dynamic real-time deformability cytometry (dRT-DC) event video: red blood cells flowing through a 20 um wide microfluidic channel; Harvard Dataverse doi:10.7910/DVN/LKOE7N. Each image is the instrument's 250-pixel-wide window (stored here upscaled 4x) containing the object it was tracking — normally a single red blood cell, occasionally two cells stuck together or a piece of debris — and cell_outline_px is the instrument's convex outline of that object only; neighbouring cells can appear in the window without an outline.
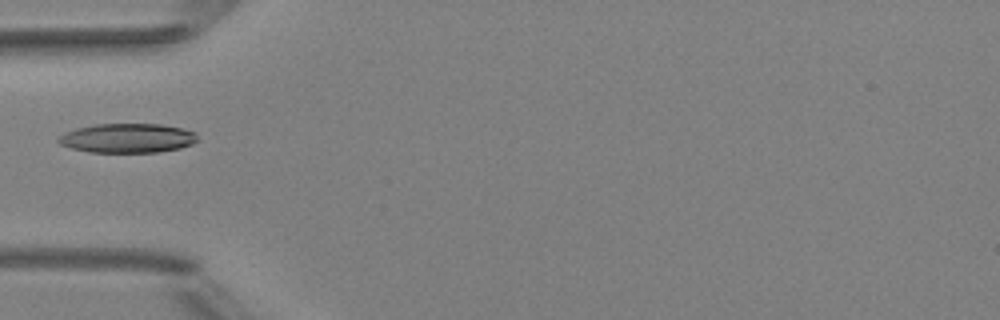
{"species": "Egyptian fruit bat (a non-hibernating species)", "species_latin": "Rousettus aegyptiacus", "temperature_condition": "room temperature", "stored_images_in_passage": 5, "camera_frame_rate_fps": 3000, "um_per_image_px": 0.085, "animal": {"sex": "female"}, "frame": {"image": 1, "passage_image": 4, "time_ms": 4.333, "image_size_px": [1000, 320], "cell_outline_px": [[200, 140], [192, 144], [180, 148], [156, 152], [88, 152], [72, 148], [60, 144], [56, 140], [64, 132], [76, 128], [96, 124], [160, 124], [180, 128], [196, 132]], "centroid_in_image_um": [10.85, 11.74], "position_along_channel_um": 74.2, "area_um2": 23.81}}
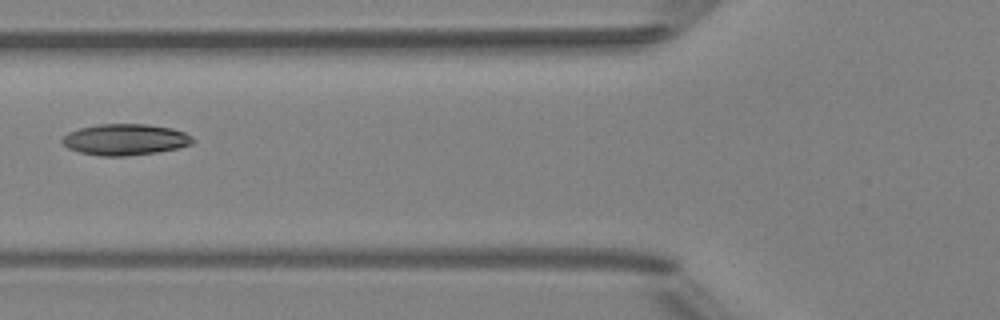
{"frame": {"image": 2, "passage_image": 5, "time_ms": 5.333, "image_size_px": [1000, 320], "cell_outline_px": [[196, 140], [192, 144], [180, 148], [156, 152], [124, 156], [100, 156], [80, 152], [68, 148], [60, 140], [68, 132], [80, 128], [100, 124], [148, 124], [172, 128], [184, 132], [192, 136]], "centroid_in_image_um": [10.67, 11.86], "position_along_channel_um": 115.1, "area_um2": 23.81}}